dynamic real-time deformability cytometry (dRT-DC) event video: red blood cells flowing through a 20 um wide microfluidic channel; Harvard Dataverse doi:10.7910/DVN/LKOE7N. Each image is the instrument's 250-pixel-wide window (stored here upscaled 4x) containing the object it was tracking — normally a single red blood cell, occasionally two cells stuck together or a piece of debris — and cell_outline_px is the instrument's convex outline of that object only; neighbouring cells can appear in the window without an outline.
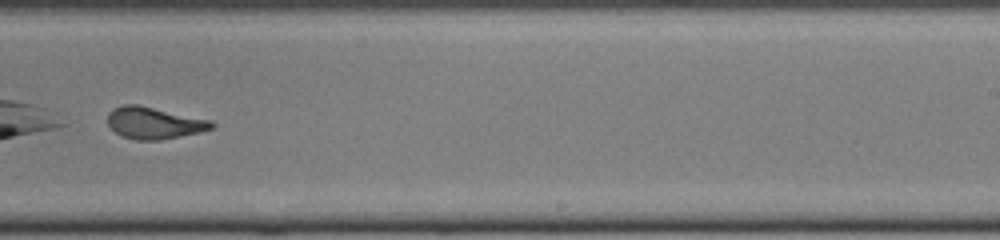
{"species": "common noctule bat (a hibernating species)", "species_latin": "Nyctalus noctula", "temperature_condition": "cold", "stored_images_in_passage": 30, "camera_frame_rate_fps": 3000, "um_per_image_px": 0.085, "animal": {"sex": "female", "body_mass_g": 22.0, "forearm_length_mm": 56.7}, "frame": {"image": 1, "passage_image": 18, "time_ms": 5.667, "image_size_px": [1000, 240], "cell_outline_px": [[216, 124], [212, 128], [200, 132], [160, 140], [136, 140], [120, 136], [108, 124], [108, 112], [124, 104], [136, 104], [212, 120]], "centroid_in_image_um": [13.11, 10.46], "position_along_channel_um": 275.9, "area_um2": 19.19}, "authors_computed_cell_mechanics": {"area_um2": 19.4786, "velocity_mm_per_s": 3.9937, "shape_relaxation_time_tau1_ms": 7.3811, "shape_relaxation_time_tau2_ms": 1.2871, "deformation_change_tau1": 0.2668, "deformation_change_tau2": 0.0947}}